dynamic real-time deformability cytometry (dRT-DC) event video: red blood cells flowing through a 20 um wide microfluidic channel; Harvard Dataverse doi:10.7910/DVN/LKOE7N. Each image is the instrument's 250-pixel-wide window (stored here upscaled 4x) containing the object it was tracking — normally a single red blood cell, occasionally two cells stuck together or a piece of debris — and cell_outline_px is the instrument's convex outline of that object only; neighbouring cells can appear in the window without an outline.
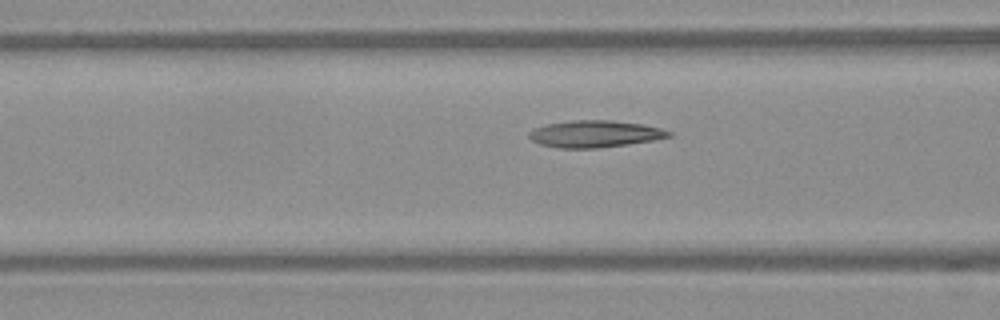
{"species": "Egyptian fruit bat (a non-hibernating species)", "species_latin": "Rousettus aegyptiacus", "temperature_condition": "warm", "stored_images_in_passage": 15, "camera_frame_rate_fps": 3000, "um_per_image_px": 0.085, "frame": {"image": 1, "passage_image": 13, "time_ms": 4.0, "image_size_px": [1000, 320], "cell_outline_px": [[672, 136], [652, 140], [628, 144], [596, 148], [556, 148], [540, 144], [532, 140], [528, 136], [528, 132], [532, 128], [548, 124], [572, 120], [612, 120], [644, 124], [660, 128], [672, 132]], "centroid_in_image_um": [50.54, 11.38], "position_along_channel_um": 116.1, "area_um2": 21.96}}